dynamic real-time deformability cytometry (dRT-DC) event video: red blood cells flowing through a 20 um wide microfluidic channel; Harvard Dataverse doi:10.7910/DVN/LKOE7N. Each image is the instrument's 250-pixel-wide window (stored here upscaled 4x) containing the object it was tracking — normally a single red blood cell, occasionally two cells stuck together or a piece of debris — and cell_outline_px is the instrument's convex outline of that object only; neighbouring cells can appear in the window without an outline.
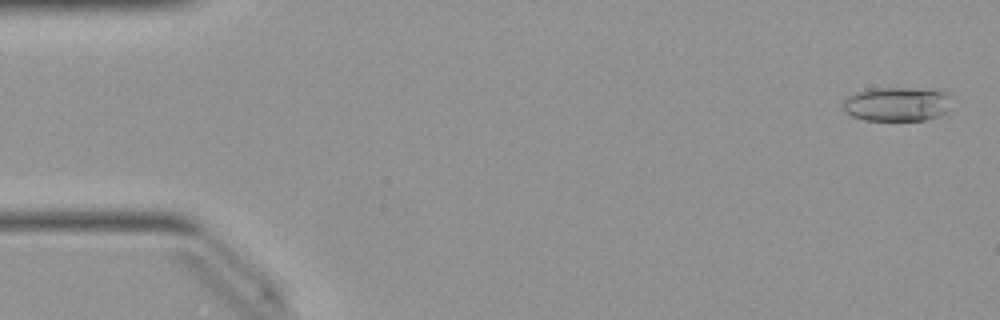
{"species": "Egyptian fruit bat (a non-hibernating species)", "species_latin": "Rousettus aegyptiacus", "temperature_condition": "warm", "stored_images_in_passage": 50, "camera_frame_rate_fps": 3000, "um_per_image_px": 0.085, "animal": {"sex": "female"}, "frame": {"image": 1, "passage_image": 2, "time_ms": 0.333, "image_size_px": [1000, 320], "cell_outline_px": [[948, 112], [924, 120], [864, 120], [852, 116], [844, 112], [844, 100], [848, 96], [856, 92], [876, 88], [908, 88], [944, 92], [948, 96]], "centroid_in_image_um": [76.18, 8.86], "position_along_channel_um": 8.8, "area_um2": 21.21}}
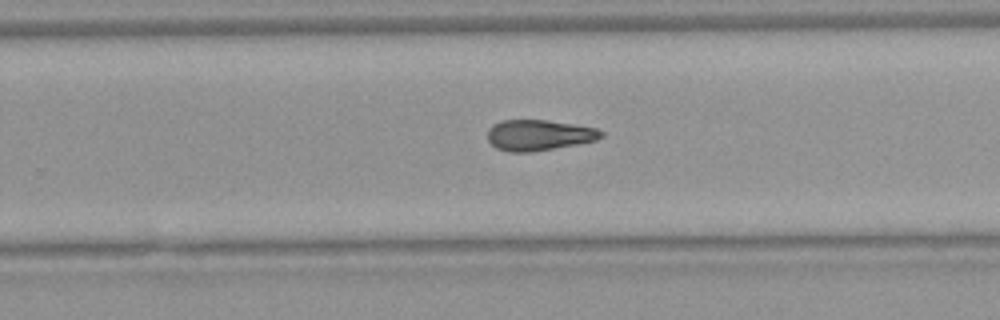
{"frame": {"image": 2, "passage_image": 32, "time_ms": 10.333, "image_size_px": [1000, 320], "cell_outline_px": [[604, 136], [596, 140], [576, 144], [532, 152], [508, 152], [496, 148], [488, 140], [488, 128], [492, 124], [500, 120], [548, 120], [596, 128], [604, 132]], "centroid_in_image_um": [45.78, 11.48], "position_along_channel_um": 284.0, "area_um2": 20.4}}
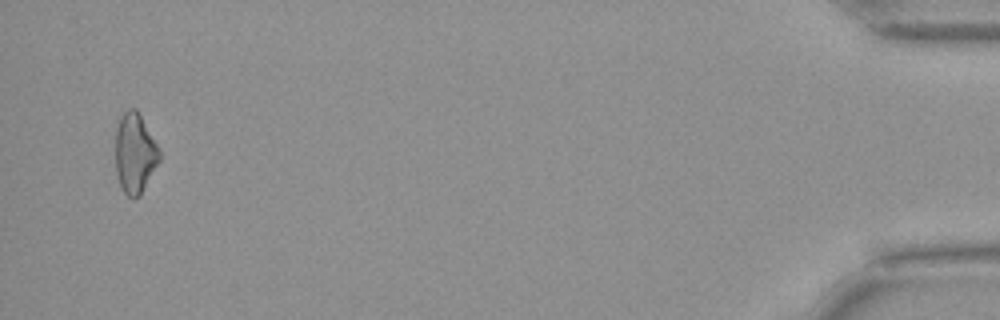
{"frame": {"image": 3, "passage_image": 49, "time_ms": 16.0, "image_size_px": [1000, 320], "cell_outline_px": [[160, 160], [140, 196], [128, 196], [124, 192], [120, 184], [116, 172], [116, 128], [120, 116], [128, 108], [136, 108], [160, 148]], "centroid_in_image_um": [11.47, 12.99], "position_along_channel_um": 423.7, "area_um2": 20.46}, "authors_computed_cell_mechanics": {"area_um2": 20.6924, "velocity_mm_per_s": 4.0519, "shape_relaxation_time_tau1_ms": null, "shape_relaxation_time_tau2_ms": 5.3269, "deformation_change_tau1": null, "deformation_change_tau2": 0.1671}}